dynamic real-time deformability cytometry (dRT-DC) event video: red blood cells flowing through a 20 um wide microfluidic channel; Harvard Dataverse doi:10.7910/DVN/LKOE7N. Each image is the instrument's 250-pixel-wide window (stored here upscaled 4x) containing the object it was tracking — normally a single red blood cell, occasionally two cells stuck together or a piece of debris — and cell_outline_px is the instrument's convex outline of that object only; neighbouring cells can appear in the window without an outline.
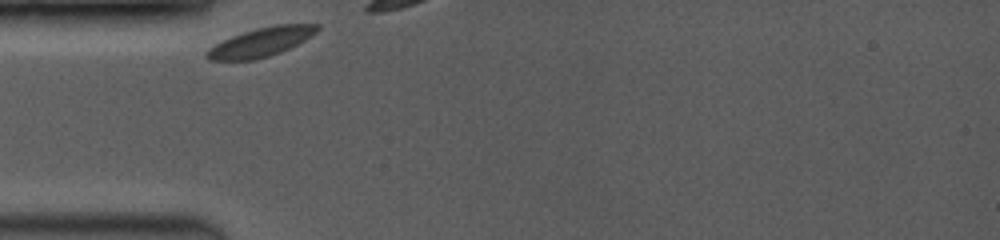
{"species": "common noctule bat (a hibernating species)", "species_latin": "Nyctalus noctula", "temperature_condition": "room temperature", "stored_images_in_passage": 6, "camera_frame_rate_fps": 3500, "um_per_image_px": 0.085, "animal": {"sex": "female", "body_mass_g": 19.0, "forearm_length_mm": 53.3}, "frame": {"image": 1, "passage_image": 1, "time_ms": 0.0, "image_size_px": [1000, 240], "cell_outline_px": [[320, 28], [316, 32], [304, 40], [280, 52], [268, 56], [252, 60], [208, 60], [204, 56], [204, 52], [208, 48], [232, 36], [256, 28], [276, 24], [320, 24]], "centroid_in_image_um": [22.16, 3.58], "position_along_channel_um": 62.8, "area_um2": 18.44}}